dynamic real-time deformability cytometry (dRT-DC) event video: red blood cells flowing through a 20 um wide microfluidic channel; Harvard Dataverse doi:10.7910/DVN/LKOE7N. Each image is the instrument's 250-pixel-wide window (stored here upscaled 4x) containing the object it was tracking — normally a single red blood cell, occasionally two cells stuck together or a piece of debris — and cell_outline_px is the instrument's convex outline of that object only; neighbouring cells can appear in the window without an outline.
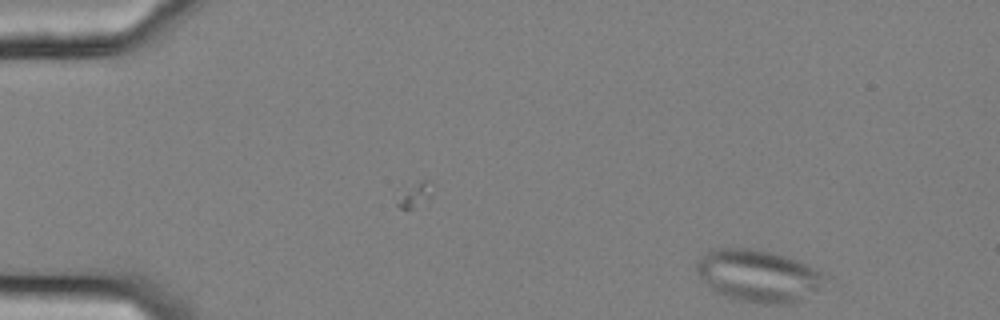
{"species": "common noctule bat (a hibernating species)", "species_latin": "Nyctalus noctula", "temperature_condition": "cold", "stored_images_in_passage": 20, "camera_frame_rate_fps": 3000, "um_per_image_px": 0.085, "animal": {"sex": "female", "body_mass_g": 25.1}, "frame": {"image": 1, "passage_image": 20, "time_ms": 6.333, "image_size_px": [1000, 320], "cell_outline_px": [[840, 284], [792, 304], [760, 304], [740, 300], [716, 292], [696, 272], [696, 264], [700, 256], [712, 248], [748, 248], [768, 252], [784, 256], [808, 264], [832, 276]], "centroid_in_image_um": [64.7, 23.47], "position_along_channel_um": 20.3, "area_um2": 40.52}}